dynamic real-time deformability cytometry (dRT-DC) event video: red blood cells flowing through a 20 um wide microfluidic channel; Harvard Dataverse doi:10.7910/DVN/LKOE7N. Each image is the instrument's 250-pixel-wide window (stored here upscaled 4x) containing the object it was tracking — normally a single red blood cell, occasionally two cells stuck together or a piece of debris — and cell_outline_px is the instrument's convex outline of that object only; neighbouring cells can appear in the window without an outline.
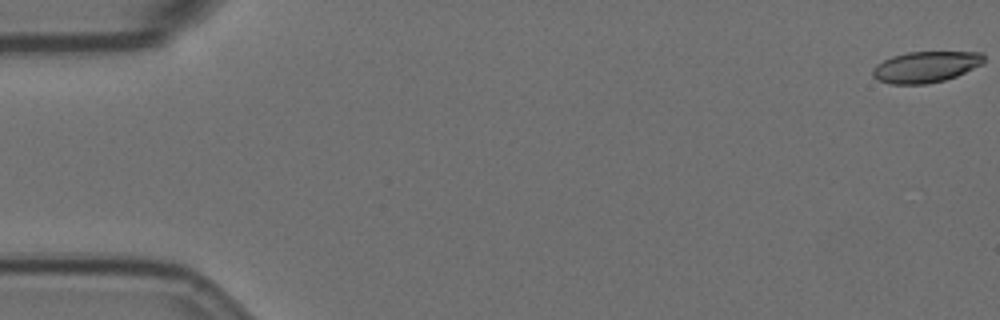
{"species": "Egyptian fruit bat (a non-hibernating species)", "species_latin": "Rousettus aegyptiacus", "temperature_condition": "room temperature", "stored_images_in_passage": 58, "camera_frame_rate_fps": 3000, "um_per_image_px": 0.085, "animal": {"sex": "female"}, "frame": {"image": 1, "passage_image": 1, "time_ms": 0.0, "image_size_px": [1000, 320], "cell_outline_px": [[984, 60], [980, 64], [956, 76], [944, 80], [924, 84], [888, 84], [876, 80], [872, 76], [872, 68], [876, 64], [892, 56], [908, 52], [980, 52], [984, 56]], "centroid_in_image_um": [78.61, 5.69], "position_along_channel_um": 6.4, "area_um2": 20.06}}
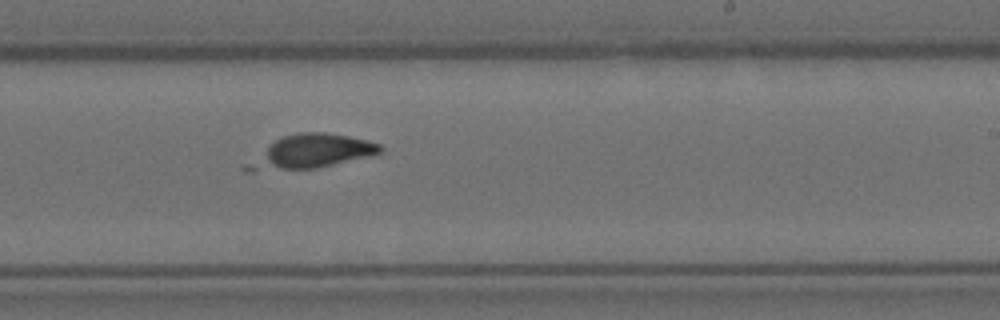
{"frame": {"image": 2, "passage_image": 35, "time_ms": 11.333, "image_size_px": [1000, 320], "cell_outline_px": [[384, 152], [368, 156], [316, 168], [252, 172], [244, 172], [240, 168], [244, 164], [276, 140], [284, 136], [300, 132], [328, 132], [368, 140], [380, 144], [384, 148]], "centroid_in_image_um": [26.4, 12.91], "position_along_channel_um": 262.6, "area_um2": 26.18}}
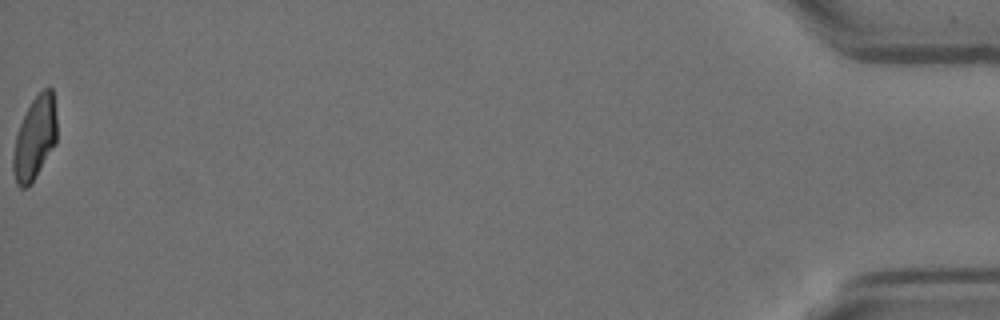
{"frame": {"image": 3, "passage_image": 58, "time_ms": 19.0, "image_size_px": [1000, 320], "cell_outline_px": [[56, 144], [32, 184], [24, 188], [20, 188], [16, 184], [12, 172], [12, 156], [16, 136], [20, 124], [32, 100], [44, 88], [52, 88], [56, 116]], "centroid_in_image_um": [2.95, 11.81], "position_along_channel_um": 432.3, "area_um2": 21.27}}